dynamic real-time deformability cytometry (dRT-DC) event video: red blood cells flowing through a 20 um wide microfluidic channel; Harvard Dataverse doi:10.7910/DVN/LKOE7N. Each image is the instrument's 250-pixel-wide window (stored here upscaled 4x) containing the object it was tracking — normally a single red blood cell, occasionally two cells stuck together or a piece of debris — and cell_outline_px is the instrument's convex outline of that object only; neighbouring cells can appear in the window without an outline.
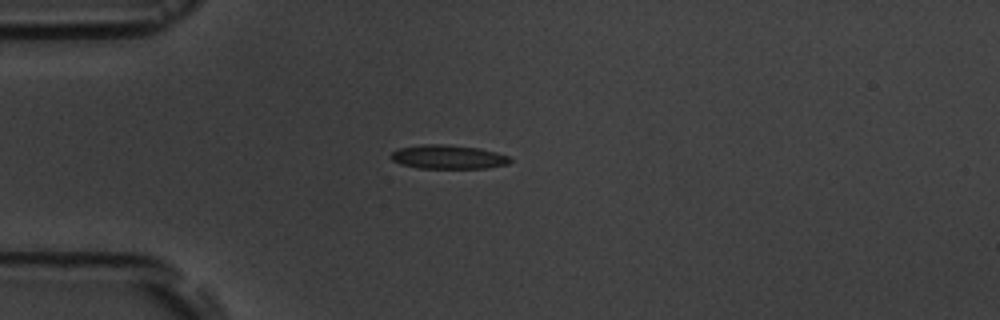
{"species": "common noctule bat (a hibernating species)", "species_latin": "Nyctalus noctula", "temperature_condition": "room temperature", "stored_images_in_passage": 2, "camera_frame_rate_fps": 3000, "um_per_image_px": 0.085, "animal": {"sex": "male", "body_mass_g": 19.5, "forearm_length_mm": 54.6}, "frame": {"image": 1, "passage_image": 1, "time_ms": 0.0, "image_size_px": [1000, 320], "cell_outline_px": [[512, 160], [508, 164], [488, 168], [420, 168], [400, 164], [392, 160], [388, 156], [396, 148], [420, 144], [448, 144], [480, 148], [496, 152], [508, 156]], "centroid_in_image_um": [38.05, 13.33], "position_along_channel_um": 46.9, "area_um2": 16.88}}